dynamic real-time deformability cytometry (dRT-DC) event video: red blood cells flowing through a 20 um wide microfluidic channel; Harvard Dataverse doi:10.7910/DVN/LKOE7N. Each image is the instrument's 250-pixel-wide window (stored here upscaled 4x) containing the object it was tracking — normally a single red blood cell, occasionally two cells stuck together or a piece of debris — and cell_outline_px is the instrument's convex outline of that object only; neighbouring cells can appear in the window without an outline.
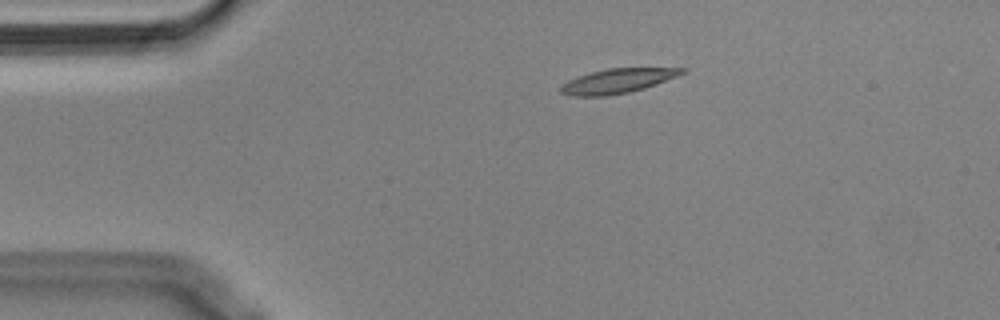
{"species": "Egyptian fruit bat (a non-hibernating species)", "species_latin": "Rousettus aegyptiacus", "temperature_condition": "cold", "stored_images_in_passage": 46, "camera_frame_rate_fps": 3000, "um_per_image_px": 0.085, "animal": {"sex": "male"}, "frame": {"image": 1, "passage_image": 1, "time_ms": 0.0, "image_size_px": [1000, 320], "cell_outline_px": [[688, 72], [656, 84], [644, 88], [628, 92], [608, 96], [572, 96], [560, 92], [560, 84], [568, 80], [592, 72], [608, 68], [688, 68]], "centroid_in_image_um": [52.5, 6.88], "position_along_channel_um": 32.5, "area_um2": 17.28}}
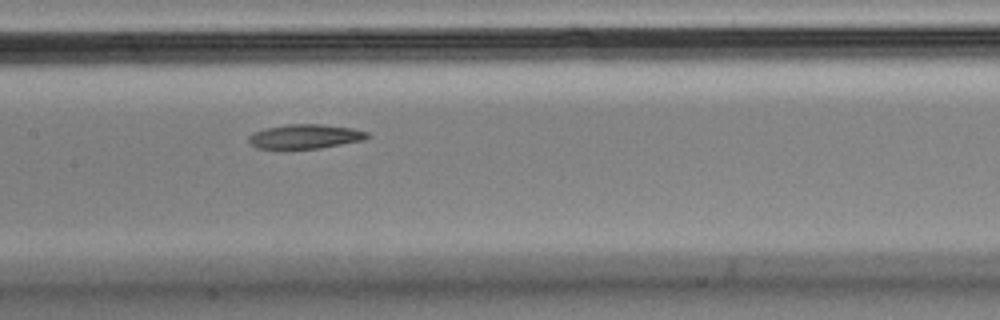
{"frame": {"image": 2, "passage_image": 17, "time_ms": 5.333, "image_size_px": [1000, 320], "cell_outline_px": [[372, 136], [364, 140], [320, 148], [284, 152], [256, 148], [248, 144], [248, 136], [252, 132], [264, 128], [288, 124], [320, 124], [352, 128], [368, 132]], "centroid_in_image_um": [25.84, 11.65], "position_along_channel_um": 181.6, "area_um2": 17.86}}
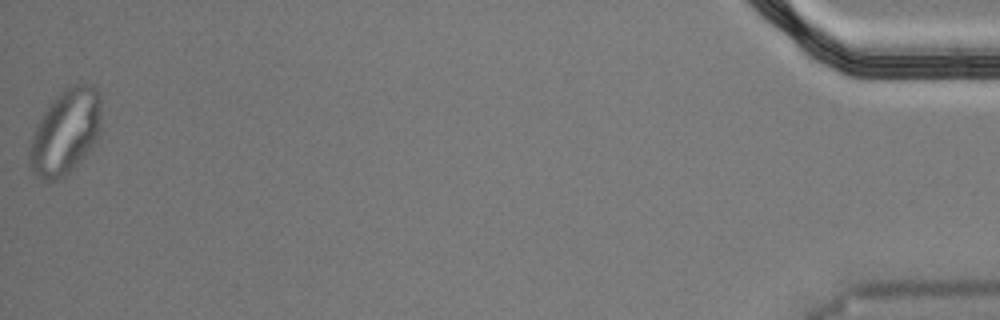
{"frame": {"image": 3, "passage_image": 46, "time_ms": 15.0, "image_size_px": [1000, 320], "cell_outline_px": [[100, 132], [92, 148], [60, 180], [44, 180], [36, 176], [32, 172], [28, 160], [32, 140], [36, 128], [44, 112], [52, 100], [56, 96], [68, 88], [76, 84], [92, 84], [96, 88], [100, 96]], "centroid_in_image_um": [5.58, 11.23], "position_along_channel_um": 429.6, "area_um2": 35.03}, "authors_computed_cell_mechanics": {"area_um2": 17.9758, "velocity_mm_per_s": 3.5692, "shape_relaxation_time_tau1_ms": null, "shape_relaxation_time_tau2_ms": 3.5005, "deformation_change_tau1": null, "deformation_change_tau2": 0.0917}}